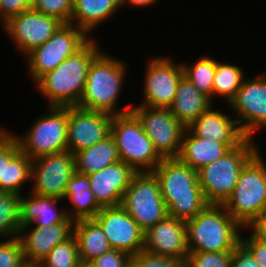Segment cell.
Listing matches in <instances>:
<instances>
[{"instance_id": "obj_1", "label": "cell", "mask_w": 266, "mask_h": 267, "mask_svg": "<svg viewBox=\"0 0 266 267\" xmlns=\"http://www.w3.org/2000/svg\"><path fill=\"white\" fill-rule=\"evenodd\" d=\"M101 51L99 42L91 37L78 51L35 82V87L48 101V106H77L90 63Z\"/></svg>"}, {"instance_id": "obj_2", "label": "cell", "mask_w": 266, "mask_h": 267, "mask_svg": "<svg viewBox=\"0 0 266 267\" xmlns=\"http://www.w3.org/2000/svg\"><path fill=\"white\" fill-rule=\"evenodd\" d=\"M152 172L159 181L168 216L186 222L209 204L199 185L197 171L178 158H163Z\"/></svg>"}, {"instance_id": "obj_3", "label": "cell", "mask_w": 266, "mask_h": 267, "mask_svg": "<svg viewBox=\"0 0 266 267\" xmlns=\"http://www.w3.org/2000/svg\"><path fill=\"white\" fill-rule=\"evenodd\" d=\"M126 62L103 50L90 63L86 83L77 107L118 115L131 112V104L116 108L125 86ZM124 85V86H123Z\"/></svg>"}, {"instance_id": "obj_4", "label": "cell", "mask_w": 266, "mask_h": 267, "mask_svg": "<svg viewBox=\"0 0 266 267\" xmlns=\"http://www.w3.org/2000/svg\"><path fill=\"white\" fill-rule=\"evenodd\" d=\"M242 228L222 204H208L186 221L188 251H233L240 244Z\"/></svg>"}, {"instance_id": "obj_5", "label": "cell", "mask_w": 266, "mask_h": 267, "mask_svg": "<svg viewBox=\"0 0 266 267\" xmlns=\"http://www.w3.org/2000/svg\"><path fill=\"white\" fill-rule=\"evenodd\" d=\"M222 205L242 230L266 212V164L261 151L246 163L236 187Z\"/></svg>"}, {"instance_id": "obj_6", "label": "cell", "mask_w": 266, "mask_h": 267, "mask_svg": "<svg viewBox=\"0 0 266 267\" xmlns=\"http://www.w3.org/2000/svg\"><path fill=\"white\" fill-rule=\"evenodd\" d=\"M253 138H246L220 159L201 168L198 181L209 204H223L236 187L246 163L259 151Z\"/></svg>"}, {"instance_id": "obj_7", "label": "cell", "mask_w": 266, "mask_h": 267, "mask_svg": "<svg viewBox=\"0 0 266 267\" xmlns=\"http://www.w3.org/2000/svg\"><path fill=\"white\" fill-rule=\"evenodd\" d=\"M111 135L120 160L136 172H152L163 160L132 112L113 116Z\"/></svg>"}, {"instance_id": "obj_8", "label": "cell", "mask_w": 266, "mask_h": 267, "mask_svg": "<svg viewBox=\"0 0 266 267\" xmlns=\"http://www.w3.org/2000/svg\"><path fill=\"white\" fill-rule=\"evenodd\" d=\"M47 107L48 113L36 118L24 136L11 132L31 160L67 150L68 107Z\"/></svg>"}, {"instance_id": "obj_9", "label": "cell", "mask_w": 266, "mask_h": 267, "mask_svg": "<svg viewBox=\"0 0 266 267\" xmlns=\"http://www.w3.org/2000/svg\"><path fill=\"white\" fill-rule=\"evenodd\" d=\"M121 206L143 232L168 216L159 181L153 172H137L133 176Z\"/></svg>"}, {"instance_id": "obj_10", "label": "cell", "mask_w": 266, "mask_h": 267, "mask_svg": "<svg viewBox=\"0 0 266 267\" xmlns=\"http://www.w3.org/2000/svg\"><path fill=\"white\" fill-rule=\"evenodd\" d=\"M91 37L71 23H62L43 45L26 56L28 74L34 83L45 73L53 71L62 61L78 51Z\"/></svg>"}, {"instance_id": "obj_11", "label": "cell", "mask_w": 266, "mask_h": 267, "mask_svg": "<svg viewBox=\"0 0 266 267\" xmlns=\"http://www.w3.org/2000/svg\"><path fill=\"white\" fill-rule=\"evenodd\" d=\"M131 112L140 121L148 138L162 158H177L186 127L169 108L132 106Z\"/></svg>"}, {"instance_id": "obj_12", "label": "cell", "mask_w": 266, "mask_h": 267, "mask_svg": "<svg viewBox=\"0 0 266 267\" xmlns=\"http://www.w3.org/2000/svg\"><path fill=\"white\" fill-rule=\"evenodd\" d=\"M247 138L255 137L258 130L266 129V72L254 79L244 78L241 88L227 105Z\"/></svg>"}, {"instance_id": "obj_13", "label": "cell", "mask_w": 266, "mask_h": 267, "mask_svg": "<svg viewBox=\"0 0 266 267\" xmlns=\"http://www.w3.org/2000/svg\"><path fill=\"white\" fill-rule=\"evenodd\" d=\"M170 57L149 58L143 88V102L146 107L169 108L174 101L177 87L184 76L182 62L174 64Z\"/></svg>"}, {"instance_id": "obj_14", "label": "cell", "mask_w": 266, "mask_h": 267, "mask_svg": "<svg viewBox=\"0 0 266 267\" xmlns=\"http://www.w3.org/2000/svg\"><path fill=\"white\" fill-rule=\"evenodd\" d=\"M75 173L74 154L68 150L32 160V194L63 199L67 183Z\"/></svg>"}, {"instance_id": "obj_15", "label": "cell", "mask_w": 266, "mask_h": 267, "mask_svg": "<svg viewBox=\"0 0 266 267\" xmlns=\"http://www.w3.org/2000/svg\"><path fill=\"white\" fill-rule=\"evenodd\" d=\"M61 24L62 22L55 17L28 9L9 18L1 25L13 40L17 51L26 55L49 40Z\"/></svg>"}, {"instance_id": "obj_16", "label": "cell", "mask_w": 266, "mask_h": 267, "mask_svg": "<svg viewBox=\"0 0 266 267\" xmlns=\"http://www.w3.org/2000/svg\"><path fill=\"white\" fill-rule=\"evenodd\" d=\"M94 220L101 226L111 248L131 257L144 251V232L121 205L102 207Z\"/></svg>"}, {"instance_id": "obj_17", "label": "cell", "mask_w": 266, "mask_h": 267, "mask_svg": "<svg viewBox=\"0 0 266 267\" xmlns=\"http://www.w3.org/2000/svg\"><path fill=\"white\" fill-rule=\"evenodd\" d=\"M112 118L105 112L68 106L67 150L74 154L108 137Z\"/></svg>"}, {"instance_id": "obj_18", "label": "cell", "mask_w": 266, "mask_h": 267, "mask_svg": "<svg viewBox=\"0 0 266 267\" xmlns=\"http://www.w3.org/2000/svg\"><path fill=\"white\" fill-rule=\"evenodd\" d=\"M144 251L152 255L186 261V222L167 216L144 232Z\"/></svg>"}, {"instance_id": "obj_19", "label": "cell", "mask_w": 266, "mask_h": 267, "mask_svg": "<svg viewBox=\"0 0 266 267\" xmlns=\"http://www.w3.org/2000/svg\"><path fill=\"white\" fill-rule=\"evenodd\" d=\"M30 228V226L21 227L18 235L27 265H38L56 245L73 234V223L34 225Z\"/></svg>"}, {"instance_id": "obj_20", "label": "cell", "mask_w": 266, "mask_h": 267, "mask_svg": "<svg viewBox=\"0 0 266 267\" xmlns=\"http://www.w3.org/2000/svg\"><path fill=\"white\" fill-rule=\"evenodd\" d=\"M137 172L122 160L89 176L91 190L101 207L119 206L126 189Z\"/></svg>"}, {"instance_id": "obj_21", "label": "cell", "mask_w": 266, "mask_h": 267, "mask_svg": "<svg viewBox=\"0 0 266 267\" xmlns=\"http://www.w3.org/2000/svg\"><path fill=\"white\" fill-rule=\"evenodd\" d=\"M211 105L187 129L195 136L220 143H242L247 137L241 131L234 116L215 111Z\"/></svg>"}, {"instance_id": "obj_22", "label": "cell", "mask_w": 266, "mask_h": 267, "mask_svg": "<svg viewBox=\"0 0 266 267\" xmlns=\"http://www.w3.org/2000/svg\"><path fill=\"white\" fill-rule=\"evenodd\" d=\"M240 144L241 143H220L197 137L186 128L177 158L193 170L199 171L204 166L220 159L232 148Z\"/></svg>"}, {"instance_id": "obj_23", "label": "cell", "mask_w": 266, "mask_h": 267, "mask_svg": "<svg viewBox=\"0 0 266 267\" xmlns=\"http://www.w3.org/2000/svg\"><path fill=\"white\" fill-rule=\"evenodd\" d=\"M20 196V225L24 226H48L56 223H74L67 216L65 208L59 209V198L32 194L27 197Z\"/></svg>"}, {"instance_id": "obj_24", "label": "cell", "mask_w": 266, "mask_h": 267, "mask_svg": "<svg viewBox=\"0 0 266 267\" xmlns=\"http://www.w3.org/2000/svg\"><path fill=\"white\" fill-rule=\"evenodd\" d=\"M71 202V207L66 208L67 216L73 222L82 219H94L102 207L95 200L91 190V181L88 175L75 172L67 183L63 200ZM68 209V210H67Z\"/></svg>"}, {"instance_id": "obj_25", "label": "cell", "mask_w": 266, "mask_h": 267, "mask_svg": "<svg viewBox=\"0 0 266 267\" xmlns=\"http://www.w3.org/2000/svg\"><path fill=\"white\" fill-rule=\"evenodd\" d=\"M213 104L208 96L183 76L169 109L173 116L187 128Z\"/></svg>"}, {"instance_id": "obj_26", "label": "cell", "mask_w": 266, "mask_h": 267, "mask_svg": "<svg viewBox=\"0 0 266 267\" xmlns=\"http://www.w3.org/2000/svg\"><path fill=\"white\" fill-rule=\"evenodd\" d=\"M121 9L120 0H74L70 23L87 35Z\"/></svg>"}, {"instance_id": "obj_27", "label": "cell", "mask_w": 266, "mask_h": 267, "mask_svg": "<svg viewBox=\"0 0 266 267\" xmlns=\"http://www.w3.org/2000/svg\"><path fill=\"white\" fill-rule=\"evenodd\" d=\"M73 235L78 244L82 265H87L93 259L112 249L101 226L94 219L75 221Z\"/></svg>"}, {"instance_id": "obj_28", "label": "cell", "mask_w": 266, "mask_h": 267, "mask_svg": "<svg viewBox=\"0 0 266 267\" xmlns=\"http://www.w3.org/2000/svg\"><path fill=\"white\" fill-rule=\"evenodd\" d=\"M75 172L90 175L120 160L112 135L94 146L74 153Z\"/></svg>"}, {"instance_id": "obj_29", "label": "cell", "mask_w": 266, "mask_h": 267, "mask_svg": "<svg viewBox=\"0 0 266 267\" xmlns=\"http://www.w3.org/2000/svg\"><path fill=\"white\" fill-rule=\"evenodd\" d=\"M244 70L234 64L218 61L213 81V97L221 96L226 104L234 98L245 78Z\"/></svg>"}, {"instance_id": "obj_30", "label": "cell", "mask_w": 266, "mask_h": 267, "mask_svg": "<svg viewBox=\"0 0 266 267\" xmlns=\"http://www.w3.org/2000/svg\"><path fill=\"white\" fill-rule=\"evenodd\" d=\"M218 60L207 56L199 57L193 64L182 63L184 76L213 103V81Z\"/></svg>"}, {"instance_id": "obj_31", "label": "cell", "mask_w": 266, "mask_h": 267, "mask_svg": "<svg viewBox=\"0 0 266 267\" xmlns=\"http://www.w3.org/2000/svg\"><path fill=\"white\" fill-rule=\"evenodd\" d=\"M32 160L19 150L5 163L4 191L21 196L23 185L31 181Z\"/></svg>"}, {"instance_id": "obj_32", "label": "cell", "mask_w": 266, "mask_h": 267, "mask_svg": "<svg viewBox=\"0 0 266 267\" xmlns=\"http://www.w3.org/2000/svg\"><path fill=\"white\" fill-rule=\"evenodd\" d=\"M20 196L0 190V238L12 239L19 235Z\"/></svg>"}, {"instance_id": "obj_33", "label": "cell", "mask_w": 266, "mask_h": 267, "mask_svg": "<svg viewBox=\"0 0 266 267\" xmlns=\"http://www.w3.org/2000/svg\"><path fill=\"white\" fill-rule=\"evenodd\" d=\"M81 265L78 244L73 234L56 245L38 264L39 267H80Z\"/></svg>"}, {"instance_id": "obj_34", "label": "cell", "mask_w": 266, "mask_h": 267, "mask_svg": "<svg viewBox=\"0 0 266 267\" xmlns=\"http://www.w3.org/2000/svg\"><path fill=\"white\" fill-rule=\"evenodd\" d=\"M74 0H34L32 9L70 23Z\"/></svg>"}, {"instance_id": "obj_35", "label": "cell", "mask_w": 266, "mask_h": 267, "mask_svg": "<svg viewBox=\"0 0 266 267\" xmlns=\"http://www.w3.org/2000/svg\"><path fill=\"white\" fill-rule=\"evenodd\" d=\"M232 251L190 252L185 267H230Z\"/></svg>"}, {"instance_id": "obj_36", "label": "cell", "mask_w": 266, "mask_h": 267, "mask_svg": "<svg viewBox=\"0 0 266 267\" xmlns=\"http://www.w3.org/2000/svg\"><path fill=\"white\" fill-rule=\"evenodd\" d=\"M22 245L18 237L0 242V267H26Z\"/></svg>"}, {"instance_id": "obj_37", "label": "cell", "mask_w": 266, "mask_h": 267, "mask_svg": "<svg viewBox=\"0 0 266 267\" xmlns=\"http://www.w3.org/2000/svg\"><path fill=\"white\" fill-rule=\"evenodd\" d=\"M20 150L18 141L8 130L0 129V190L4 191L5 163Z\"/></svg>"}, {"instance_id": "obj_38", "label": "cell", "mask_w": 266, "mask_h": 267, "mask_svg": "<svg viewBox=\"0 0 266 267\" xmlns=\"http://www.w3.org/2000/svg\"><path fill=\"white\" fill-rule=\"evenodd\" d=\"M140 267H185V261L141 251L132 256Z\"/></svg>"}, {"instance_id": "obj_39", "label": "cell", "mask_w": 266, "mask_h": 267, "mask_svg": "<svg viewBox=\"0 0 266 267\" xmlns=\"http://www.w3.org/2000/svg\"><path fill=\"white\" fill-rule=\"evenodd\" d=\"M240 244L255 258L260 267H266V241L253 231L250 236H240Z\"/></svg>"}, {"instance_id": "obj_40", "label": "cell", "mask_w": 266, "mask_h": 267, "mask_svg": "<svg viewBox=\"0 0 266 267\" xmlns=\"http://www.w3.org/2000/svg\"><path fill=\"white\" fill-rule=\"evenodd\" d=\"M131 256L118 249H110L102 256L90 261L87 265L89 267H124Z\"/></svg>"}, {"instance_id": "obj_41", "label": "cell", "mask_w": 266, "mask_h": 267, "mask_svg": "<svg viewBox=\"0 0 266 267\" xmlns=\"http://www.w3.org/2000/svg\"><path fill=\"white\" fill-rule=\"evenodd\" d=\"M34 0H0V22L4 24L9 18L32 9Z\"/></svg>"}, {"instance_id": "obj_42", "label": "cell", "mask_w": 266, "mask_h": 267, "mask_svg": "<svg viewBox=\"0 0 266 267\" xmlns=\"http://www.w3.org/2000/svg\"><path fill=\"white\" fill-rule=\"evenodd\" d=\"M230 267H260L253 255H251L241 244L233 251Z\"/></svg>"}, {"instance_id": "obj_43", "label": "cell", "mask_w": 266, "mask_h": 267, "mask_svg": "<svg viewBox=\"0 0 266 267\" xmlns=\"http://www.w3.org/2000/svg\"><path fill=\"white\" fill-rule=\"evenodd\" d=\"M247 229H252L259 238L266 241V212L245 230Z\"/></svg>"}, {"instance_id": "obj_44", "label": "cell", "mask_w": 266, "mask_h": 267, "mask_svg": "<svg viewBox=\"0 0 266 267\" xmlns=\"http://www.w3.org/2000/svg\"><path fill=\"white\" fill-rule=\"evenodd\" d=\"M158 0H120L121 2V7H125L124 5L125 4H129V5H132L133 7H148V6H151V5H154Z\"/></svg>"}, {"instance_id": "obj_45", "label": "cell", "mask_w": 266, "mask_h": 267, "mask_svg": "<svg viewBox=\"0 0 266 267\" xmlns=\"http://www.w3.org/2000/svg\"><path fill=\"white\" fill-rule=\"evenodd\" d=\"M124 267H140L138 263L131 257Z\"/></svg>"}, {"instance_id": "obj_46", "label": "cell", "mask_w": 266, "mask_h": 267, "mask_svg": "<svg viewBox=\"0 0 266 267\" xmlns=\"http://www.w3.org/2000/svg\"><path fill=\"white\" fill-rule=\"evenodd\" d=\"M26 267H39L38 265H27Z\"/></svg>"}, {"instance_id": "obj_47", "label": "cell", "mask_w": 266, "mask_h": 267, "mask_svg": "<svg viewBox=\"0 0 266 267\" xmlns=\"http://www.w3.org/2000/svg\"><path fill=\"white\" fill-rule=\"evenodd\" d=\"M80 267H89L88 265H81Z\"/></svg>"}]
</instances>
